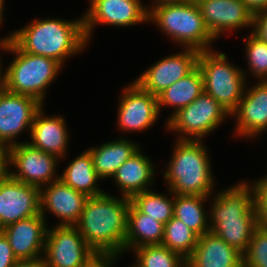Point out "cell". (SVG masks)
I'll return each instance as SVG.
<instances>
[{
  "instance_id": "6da1fadb",
  "label": "cell",
  "mask_w": 267,
  "mask_h": 267,
  "mask_svg": "<svg viewBox=\"0 0 267 267\" xmlns=\"http://www.w3.org/2000/svg\"><path fill=\"white\" fill-rule=\"evenodd\" d=\"M131 198L103 193L89 197L74 225L99 257L116 258L125 250L127 214Z\"/></svg>"
},
{
  "instance_id": "7a4b0ae2",
  "label": "cell",
  "mask_w": 267,
  "mask_h": 267,
  "mask_svg": "<svg viewBox=\"0 0 267 267\" xmlns=\"http://www.w3.org/2000/svg\"><path fill=\"white\" fill-rule=\"evenodd\" d=\"M218 194L211 208L210 231L244 255L261 223L254 208L252 185L242 182Z\"/></svg>"
},
{
  "instance_id": "3957f363",
  "label": "cell",
  "mask_w": 267,
  "mask_h": 267,
  "mask_svg": "<svg viewBox=\"0 0 267 267\" xmlns=\"http://www.w3.org/2000/svg\"><path fill=\"white\" fill-rule=\"evenodd\" d=\"M9 37L24 52L54 59L61 65L88 43L83 18L71 22L49 18L34 20Z\"/></svg>"
},
{
  "instance_id": "277c9868",
  "label": "cell",
  "mask_w": 267,
  "mask_h": 267,
  "mask_svg": "<svg viewBox=\"0 0 267 267\" xmlns=\"http://www.w3.org/2000/svg\"><path fill=\"white\" fill-rule=\"evenodd\" d=\"M2 49L17 54L5 73L0 70L2 86L9 92L29 95L43 103L46 87L60 71L54 59L24 52L10 37L0 42Z\"/></svg>"
},
{
  "instance_id": "5b68a950",
  "label": "cell",
  "mask_w": 267,
  "mask_h": 267,
  "mask_svg": "<svg viewBox=\"0 0 267 267\" xmlns=\"http://www.w3.org/2000/svg\"><path fill=\"white\" fill-rule=\"evenodd\" d=\"M164 177L173 194L209 197L213 189L209 156L201 140H177Z\"/></svg>"
},
{
  "instance_id": "8992f818",
  "label": "cell",
  "mask_w": 267,
  "mask_h": 267,
  "mask_svg": "<svg viewBox=\"0 0 267 267\" xmlns=\"http://www.w3.org/2000/svg\"><path fill=\"white\" fill-rule=\"evenodd\" d=\"M155 6V7H154ZM148 21L156 22L169 37L185 48L210 50L214 37L208 31L196 1L154 5Z\"/></svg>"
},
{
  "instance_id": "52a82bcc",
  "label": "cell",
  "mask_w": 267,
  "mask_h": 267,
  "mask_svg": "<svg viewBox=\"0 0 267 267\" xmlns=\"http://www.w3.org/2000/svg\"><path fill=\"white\" fill-rule=\"evenodd\" d=\"M226 61L225 53L210 49L199 53L197 66L203 76L204 92L231 114L246 90L245 73Z\"/></svg>"
},
{
  "instance_id": "ba28073f",
  "label": "cell",
  "mask_w": 267,
  "mask_h": 267,
  "mask_svg": "<svg viewBox=\"0 0 267 267\" xmlns=\"http://www.w3.org/2000/svg\"><path fill=\"white\" fill-rule=\"evenodd\" d=\"M228 115L231 116L212 96L203 91L192 103L169 117L167 128L180 132L182 136L179 140H201Z\"/></svg>"
},
{
  "instance_id": "9c48e42d",
  "label": "cell",
  "mask_w": 267,
  "mask_h": 267,
  "mask_svg": "<svg viewBox=\"0 0 267 267\" xmlns=\"http://www.w3.org/2000/svg\"><path fill=\"white\" fill-rule=\"evenodd\" d=\"M46 267H88L98 255L89 247L75 226H55L47 230Z\"/></svg>"
},
{
  "instance_id": "30bf717a",
  "label": "cell",
  "mask_w": 267,
  "mask_h": 267,
  "mask_svg": "<svg viewBox=\"0 0 267 267\" xmlns=\"http://www.w3.org/2000/svg\"><path fill=\"white\" fill-rule=\"evenodd\" d=\"M57 159L55 155L30 146L28 142H20L9 147V164L18 169L17 173L10 172L9 175L17 181L41 189L60 178H54Z\"/></svg>"
},
{
  "instance_id": "8fae6325",
  "label": "cell",
  "mask_w": 267,
  "mask_h": 267,
  "mask_svg": "<svg viewBox=\"0 0 267 267\" xmlns=\"http://www.w3.org/2000/svg\"><path fill=\"white\" fill-rule=\"evenodd\" d=\"M42 107L36 98L0 89V143L14 146V138L31 128L37 111ZM9 143V144H8Z\"/></svg>"
},
{
  "instance_id": "7c38bea8",
  "label": "cell",
  "mask_w": 267,
  "mask_h": 267,
  "mask_svg": "<svg viewBox=\"0 0 267 267\" xmlns=\"http://www.w3.org/2000/svg\"><path fill=\"white\" fill-rule=\"evenodd\" d=\"M40 188L17 181L10 175L0 181V230L40 214Z\"/></svg>"
},
{
  "instance_id": "4fadbf2b",
  "label": "cell",
  "mask_w": 267,
  "mask_h": 267,
  "mask_svg": "<svg viewBox=\"0 0 267 267\" xmlns=\"http://www.w3.org/2000/svg\"><path fill=\"white\" fill-rule=\"evenodd\" d=\"M141 0H91L90 10L83 16L87 41L95 24L131 26L148 21L149 10Z\"/></svg>"
},
{
  "instance_id": "5bb4252c",
  "label": "cell",
  "mask_w": 267,
  "mask_h": 267,
  "mask_svg": "<svg viewBox=\"0 0 267 267\" xmlns=\"http://www.w3.org/2000/svg\"><path fill=\"white\" fill-rule=\"evenodd\" d=\"M118 108V127L125 131H141L156 121L158 98L144 90L136 81L123 90Z\"/></svg>"
},
{
  "instance_id": "9a60e30c",
  "label": "cell",
  "mask_w": 267,
  "mask_h": 267,
  "mask_svg": "<svg viewBox=\"0 0 267 267\" xmlns=\"http://www.w3.org/2000/svg\"><path fill=\"white\" fill-rule=\"evenodd\" d=\"M199 53L195 49L186 48L180 54L169 55L151 66L135 81L144 90L158 96L197 66Z\"/></svg>"
},
{
  "instance_id": "2e32d148",
  "label": "cell",
  "mask_w": 267,
  "mask_h": 267,
  "mask_svg": "<svg viewBox=\"0 0 267 267\" xmlns=\"http://www.w3.org/2000/svg\"><path fill=\"white\" fill-rule=\"evenodd\" d=\"M196 3L214 39L225 30L252 27L253 13L242 0H196Z\"/></svg>"
},
{
  "instance_id": "e0dca14e",
  "label": "cell",
  "mask_w": 267,
  "mask_h": 267,
  "mask_svg": "<svg viewBox=\"0 0 267 267\" xmlns=\"http://www.w3.org/2000/svg\"><path fill=\"white\" fill-rule=\"evenodd\" d=\"M40 189V213L44 216L46 209L59 217L62 226H74L81 216L86 200L89 198L58 179Z\"/></svg>"
},
{
  "instance_id": "ac0fdd59",
  "label": "cell",
  "mask_w": 267,
  "mask_h": 267,
  "mask_svg": "<svg viewBox=\"0 0 267 267\" xmlns=\"http://www.w3.org/2000/svg\"><path fill=\"white\" fill-rule=\"evenodd\" d=\"M47 228L40 213L11 223L0 231L5 235L17 260H33L45 248Z\"/></svg>"
},
{
  "instance_id": "d6986e66",
  "label": "cell",
  "mask_w": 267,
  "mask_h": 267,
  "mask_svg": "<svg viewBox=\"0 0 267 267\" xmlns=\"http://www.w3.org/2000/svg\"><path fill=\"white\" fill-rule=\"evenodd\" d=\"M248 90L231 116L236 115L238 135L253 137L267 129V80Z\"/></svg>"
},
{
  "instance_id": "ffe728a7",
  "label": "cell",
  "mask_w": 267,
  "mask_h": 267,
  "mask_svg": "<svg viewBox=\"0 0 267 267\" xmlns=\"http://www.w3.org/2000/svg\"><path fill=\"white\" fill-rule=\"evenodd\" d=\"M186 267H243V255L209 231L198 237Z\"/></svg>"
},
{
  "instance_id": "44dd1931",
  "label": "cell",
  "mask_w": 267,
  "mask_h": 267,
  "mask_svg": "<svg viewBox=\"0 0 267 267\" xmlns=\"http://www.w3.org/2000/svg\"><path fill=\"white\" fill-rule=\"evenodd\" d=\"M42 112L41 107L34 116L30 128L32 142L28 144L43 152L62 158V156H65L68 143L65 120L62 116L46 117L42 115Z\"/></svg>"
},
{
  "instance_id": "7402d4cb",
  "label": "cell",
  "mask_w": 267,
  "mask_h": 267,
  "mask_svg": "<svg viewBox=\"0 0 267 267\" xmlns=\"http://www.w3.org/2000/svg\"><path fill=\"white\" fill-rule=\"evenodd\" d=\"M151 161L139 150L128 158L115 172L113 178L121 188L122 196L132 198L148 189L154 176Z\"/></svg>"
},
{
  "instance_id": "603a6c76",
  "label": "cell",
  "mask_w": 267,
  "mask_h": 267,
  "mask_svg": "<svg viewBox=\"0 0 267 267\" xmlns=\"http://www.w3.org/2000/svg\"><path fill=\"white\" fill-rule=\"evenodd\" d=\"M165 224L143 214L132 202L127 214L125 249L161 245Z\"/></svg>"
},
{
  "instance_id": "cb8c5ba5",
  "label": "cell",
  "mask_w": 267,
  "mask_h": 267,
  "mask_svg": "<svg viewBox=\"0 0 267 267\" xmlns=\"http://www.w3.org/2000/svg\"><path fill=\"white\" fill-rule=\"evenodd\" d=\"M139 146L129 140L120 139L92 148L88 151L92 157L94 169L102 179L111 177L117 169L135 152Z\"/></svg>"
},
{
  "instance_id": "d4e9b609",
  "label": "cell",
  "mask_w": 267,
  "mask_h": 267,
  "mask_svg": "<svg viewBox=\"0 0 267 267\" xmlns=\"http://www.w3.org/2000/svg\"><path fill=\"white\" fill-rule=\"evenodd\" d=\"M204 91L203 76L196 66L189 74L170 85L158 96V110L165 106L176 107L175 112L186 107L198 98Z\"/></svg>"
},
{
  "instance_id": "484cf974",
  "label": "cell",
  "mask_w": 267,
  "mask_h": 267,
  "mask_svg": "<svg viewBox=\"0 0 267 267\" xmlns=\"http://www.w3.org/2000/svg\"><path fill=\"white\" fill-rule=\"evenodd\" d=\"M63 172L59 179L74 190L82 192L88 197L105 193L99 190L95 184L101 178L94 169L92 157L88 150L73 160Z\"/></svg>"
},
{
  "instance_id": "4316f807",
  "label": "cell",
  "mask_w": 267,
  "mask_h": 267,
  "mask_svg": "<svg viewBox=\"0 0 267 267\" xmlns=\"http://www.w3.org/2000/svg\"><path fill=\"white\" fill-rule=\"evenodd\" d=\"M174 217L181 220L188 228L198 236L210 231L207 226V216L203 208L206 196L173 194Z\"/></svg>"
},
{
  "instance_id": "83f0119b",
  "label": "cell",
  "mask_w": 267,
  "mask_h": 267,
  "mask_svg": "<svg viewBox=\"0 0 267 267\" xmlns=\"http://www.w3.org/2000/svg\"><path fill=\"white\" fill-rule=\"evenodd\" d=\"M198 235L174 216L165 224L161 245L180 254L185 260L197 245Z\"/></svg>"
},
{
  "instance_id": "f1b7e54d",
  "label": "cell",
  "mask_w": 267,
  "mask_h": 267,
  "mask_svg": "<svg viewBox=\"0 0 267 267\" xmlns=\"http://www.w3.org/2000/svg\"><path fill=\"white\" fill-rule=\"evenodd\" d=\"M131 202L143 213L154 220L166 224L174 215V199L146 190L135 194Z\"/></svg>"
},
{
  "instance_id": "f546056e",
  "label": "cell",
  "mask_w": 267,
  "mask_h": 267,
  "mask_svg": "<svg viewBox=\"0 0 267 267\" xmlns=\"http://www.w3.org/2000/svg\"><path fill=\"white\" fill-rule=\"evenodd\" d=\"M134 251L142 267H186V260L180 254L163 245H145Z\"/></svg>"
},
{
  "instance_id": "4dcf8cb0",
  "label": "cell",
  "mask_w": 267,
  "mask_h": 267,
  "mask_svg": "<svg viewBox=\"0 0 267 267\" xmlns=\"http://www.w3.org/2000/svg\"><path fill=\"white\" fill-rule=\"evenodd\" d=\"M243 267H267V228L260 223L243 255Z\"/></svg>"
},
{
  "instance_id": "1f68e13d",
  "label": "cell",
  "mask_w": 267,
  "mask_h": 267,
  "mask_svg": "<svg viewBox=\"0 0 267 267\" xmlns=\"http://www.w3.org/2000/svg\"><path fill=\"white\" fill-rule=\"evenodd\" d=\"M245 40L247 59L252 73L263 80H267V43L260 40L253 33ZM265 78V79H263Z\"/></svg>"
},
{
  "instance_id": "d6a6232c",
  "label": "cell",
  "mask_w": 267,
  "mask_h": 267,
  "mask_svg": "<svg viewBox=\"0 0 267 267\" xmlns=\"http://www.w3.org/2000/svg\"><path fill=\"white\" fill-rule=\"evenodd\" d=\"M251 185L253 189L254 208L258 214L260 222L262 223L267 221V177L259 179Z\"/></svg>"
},
{
  "instance_id": "836d02e7",
  "label": "cell",
  "mask_w": 267,
  "mask_h": 267,
  "mask_svg": "<svg viewBox=\"0 0 267 267\" xmlns=\"http://www.w3.org/2000/svg\"><path fill=\"white\" fill-rule=\"evenodd\" d=\"M252 26L254 27L252 33L267 43V10L253 13Z\"/></svg>"
},
{
  "instance_id": "e575fe53",
  "label": "cell",
  "mask_w": 267,
  "mask_h": 267,
  "mask_svg": "<svg viewBox=\"0 0 267 267\" xmlns=\"http://www.w3.org/2000/svg\"><path fill=\"white\" fill-rule=\"evenodd\" d=\"M17 261L8 239L0 231V267H13Z\"/></svg>"
},
{
  "instance_id": "d590c367",
  "label": "cell",
  "mask_w": 267,
  "mask_h": 267,
  "mask_svg": "<svg viewBox=\"0 0 267 267\" xmlns=\"http://www.w3.org/2000/svg\"><path fill=\"white\" fill-rule=\"evenodd\" d=\"M9 146L0 143V181L9 176Z\"/></svg>"
},
{
  "instance_id": "8d00e7d4",
  "label": "cell",
  "mask_w": 267,
  "mask_h": 267,
  "mask_svg": "<svg viewBox=\"0 0 267 267\" xmlns=\"http://www.w3.org/2000/svg\"><path fill=\"white\" fill-rule=\"evenodd\" d=\"M252 13L267 10V0H242Z\"/></svg>"
},
{
  "instance_id": "74e56055",
  "label": "cell",
  "mask_w": 267,
  "mask_h": 267,
  "mask_svg": "<svg viewBox=\"0 0 267 267\" xmlns=\"http://www.w3.org/2000/svg\"><path fill=\"white\" fill-rule=\"evenodd\" d=\"M13 267H46L44 257L33 260H18Z\"/></svg>"
},
{
  "instance_id": "f35d334b",
  "label": "cell",
  "mask_w": 267,
  "mask_h": 267,
  "mask_svg": "<svg viewBox=\"0 0 267 267\" xmlns=\"http://www.w3.org/2000/svg\"><path fill=\"white\" fill-rule=\"evenodd\" d=\"M114 257H97L88 267H111Z\"/></svg>"
},
{
  "instance_id": "ab89813d",
  "label": "cell",
  "mask_w": 267,
  "mask_h": 267,
  "mask_svg": "<svg viewBox=\"0 0 267 267\" xmlns=\"http://www.w3.org/2000/svg\"><path fill=\"white\" fill-rule=\"evenodd\" d=\"M196 0H155L156 5L167 4V3H183V2H193Z\"/></svg>"
},
{
  "instance_id": "60d3db41",
  "label": "cell",
  "mask_w": 267,
  "mask_h": 267,
  "mask_svg": "<svg viewBox=\"0 0 267 267\" xmlns=\"http://www.w3.org/2000/svg\"><path fill=\"white\" fill-rule=\"evenodd\" d=\"M4 0H0V24L2 22Z\"/></svg>"
},
{
  "instance_id": "b9f144b4",
  "label": "cell",
  "mask_w": 267,
  "mask_h": 267,
  "mask_svg": "<svg viewBox=\"0 0 267 267\" xmlns=\"http://www.w3.org/2000/svg\"><path fill=\"white\" fill-rule=\"evenodd\" d=\"M262 224L267 228V221L262 222Z\"/></svg>"
},
{
  "instance_id": "7bdbcfd3",
  "label": "cell",
  "mask_w": 267,
  "mask_h": 267,
  "mask_svg": "<svg viewBox=\"0 0 267 267\" xmlns=\"http://www.w3.org/2000/svg\"><path fill=\"white\" fill-rule=\"evenodd\" d=\"M134 267H142V266L138 263Z\"/></svg>"
}]
</instances>
